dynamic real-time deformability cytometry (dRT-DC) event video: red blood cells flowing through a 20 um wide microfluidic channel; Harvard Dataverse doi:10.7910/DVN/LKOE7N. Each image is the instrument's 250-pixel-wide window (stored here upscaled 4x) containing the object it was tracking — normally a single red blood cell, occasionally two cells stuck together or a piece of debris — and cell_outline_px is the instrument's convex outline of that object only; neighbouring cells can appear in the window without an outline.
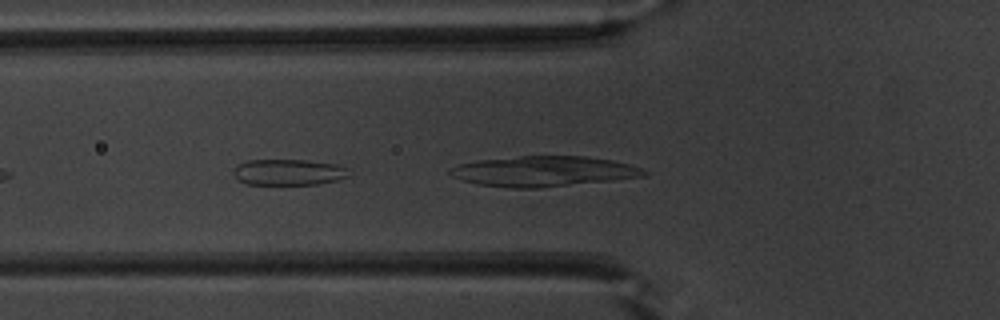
{"species": "common noctule bat (a hibernating species)", "species_latin": "Nyctalus noctula", "temperature_condition": "warm", "stored_images_in_passage": 27, "camera_frame_rate_fps": 3000, "um_per_image_px": 0.085, "animal": {"sex": "male", "body_mass_g": 20.1, "forearm_length_mm": 53.5}, "frame": {"image": 1, "passage_image": 5, "time_ms": 1.333, "image_size_px": [1000, 320], "cell_outline_px": [[352, 176], [336, 180], [316, 184], [248, 184], [236, 180], [232, 172], [236, 164], [248, 160], [308, 160], [340, 164], [348, 168]], "centroid_in_image_um": [24.54, 14.62], "position_along_channel_um": 101.3, "area_um2": 17.86}, "authors_computed_cell_mechanics": {"area_um2": 17.5134, "velocity_mm_per_s": 3.918, "shape_relaxation_time_tau1_ms": null, "shape_relaxation_time_tau2_ms": 0.8251, "deformation_change_tau1": null, "deformation_change_tau2": 0.061}}